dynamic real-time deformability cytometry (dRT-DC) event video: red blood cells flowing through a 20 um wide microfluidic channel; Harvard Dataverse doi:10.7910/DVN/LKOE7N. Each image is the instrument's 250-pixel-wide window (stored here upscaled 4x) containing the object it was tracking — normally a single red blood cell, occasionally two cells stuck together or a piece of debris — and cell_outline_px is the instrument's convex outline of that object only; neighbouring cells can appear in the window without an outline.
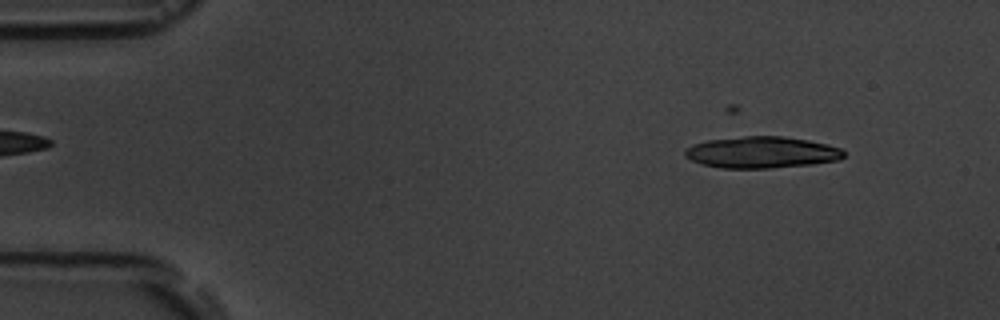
{"species": "common noctule bat (a hibernating species)", "species_latin": "Nyctalus noctula", "temperature_condition": "room temperature", "stored_images_in_passage": 5, "camera_frame_rate_fps": 3000, "um_per_image_px": 0.085, "animal": {"sex": "male", "body_mass_g": 19.5, "forearm_length_mm": 54.6}, "frame": {"image": 1, "passage_image": 1, "time_ms": 0.0, "image_size_px": [1000, 320], "cell_outline_px": [[844, 156], [840, 160], [812, 164], [772, 168], [720, 168], [700, 164], [684, 156], [684, 148], [692, 144], [708, 140], [744, 136], [784, 136], [808, 140], [828, 144], [840, 148], [844, 152]], "centroid_in_image_um": [64.72, 12.95], "position_along_channel_um": 20.3, "area_um2": 29.42}}